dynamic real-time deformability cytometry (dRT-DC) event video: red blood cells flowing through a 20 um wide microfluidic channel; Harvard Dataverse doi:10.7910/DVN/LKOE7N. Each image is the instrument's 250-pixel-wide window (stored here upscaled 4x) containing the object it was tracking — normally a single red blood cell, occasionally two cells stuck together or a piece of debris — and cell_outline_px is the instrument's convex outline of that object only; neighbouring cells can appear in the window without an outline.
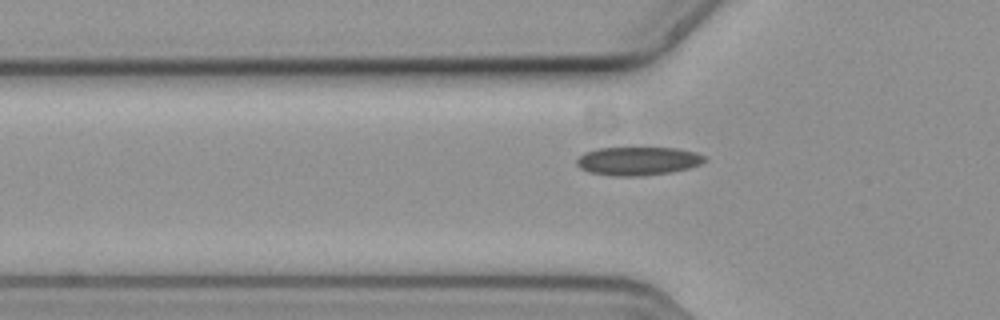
{"species": "common noctule bat (a hibernating species)", "species_latin": "Nyctalus noctula", "temperature_condition": "cold", "stored_images_in_passage": 29, "camera_frame_rate_fps": 3000, "um_per_image_px": 0.085, "animal": {"sex": "female", "body_mass_g": 19.3, "forearm_length_mm": 54.1}, "frame": {"image": 1, "passage_image": 2, "time_ms": 0.333, "image_size_px": [1000, 320], "cell_outline_px": [[708, 160], [700, 164], [688, 168], [668, 172], [640, 176], [616, 176], [588, 172], [580, 168], [576, 164], [576, 160], [584, 152], [596, 148], [676, 148], [696, 152], [704, 156]], "centroid_in_image_um": [54.2, 13.68], "position_along_channel_um": 71.6, "area_um2": 21.15}}
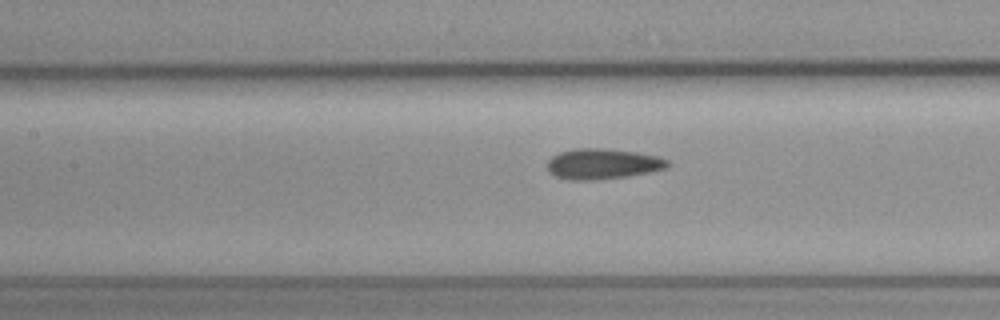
{"frame": {"image": 2, "passage_image": 9, "time_ms": 2.667, "image_size_px": [1000, 320], "cell_outline_px": [[668, 168], [628, 176], [596, 180], [568, 180], [556, 176], [548, 172], [548, 160], [552, 156], [560, 152], [576, 148], [604, 148], [636, 152], [660, 156], [668, 160]], "centroid_in_image_um": [51.22, 13.93], "position_along_channel_um": 156.2, "area_um2": 21.5}}
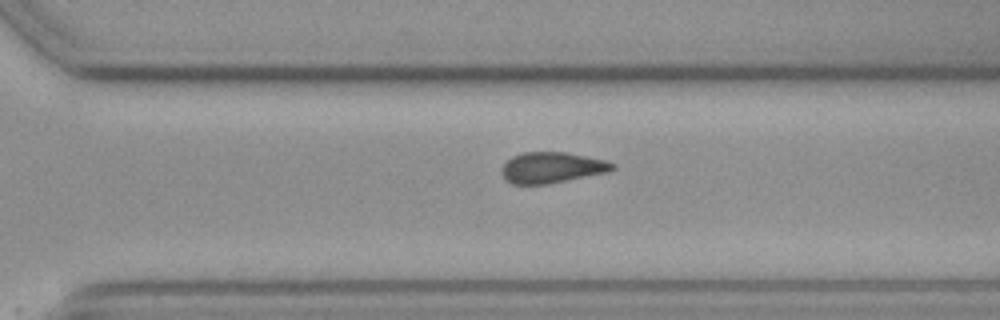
{"frame": {"image": 3, "passage_image": 23, "time_ms": 7.333, "image_size_px": [1000, 320], "cell_outline_px": [[616, 168], [608, 172], [548, 184], [512, 184], [500, 172], [500, 168], [512, 156], [524, 152], [568, 152], [604, 160], [616, 164]], "centroid_in_image_um": [46.91, 14.24], "position_along_channel_um": 323.7, "area_um2": 19.94}, "authors_computed_cell_mechanics": {"area_um2": 20.519, "velocity_mm_per_s": 3.6032, "shape_relaxation_time_tau1_ms": null, "shape_relaxation_time_tau2_ms": 7.8755, "deformation_change_tau1": null, "deformation_change_tau2": 0.1083}}